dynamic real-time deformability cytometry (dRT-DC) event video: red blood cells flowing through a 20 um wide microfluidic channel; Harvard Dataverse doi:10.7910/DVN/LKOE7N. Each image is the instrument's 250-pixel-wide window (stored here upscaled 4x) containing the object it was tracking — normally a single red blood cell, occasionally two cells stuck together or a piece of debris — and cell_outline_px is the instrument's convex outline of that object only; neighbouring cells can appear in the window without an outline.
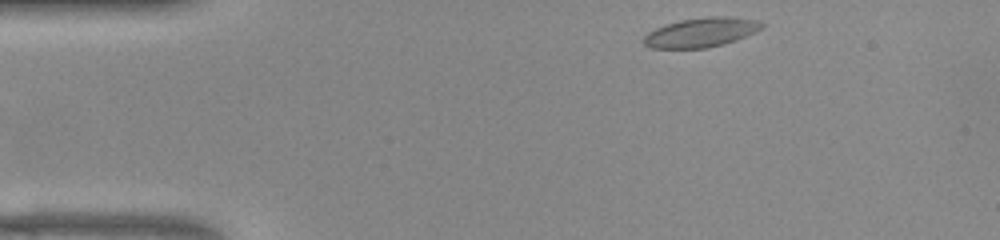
{"species": "common noctule bat (a hibernating species)", "species_latin": "Nyctalus noctula", "temperature_condition": "warm", "stored_images_in_passage": 45, "camera_frame_rate_fps": 3000, "um_per_image_px": 0.085, "animal": {"sex": "female", "body_mass_g": 22.0, "forearm_length_mm": 56.7}, "frame": {"image": 1, "passage_image": 1, "time_ms": 0.0, "image_size_px": [1000, 240], "cell_outline_px": [[764, 28], [756, 32], [736, 40], [724, 44], [708, 48], [648, 48], [644, 44], [644, 36], [648, 32], [656, 28], [680, 20], [712, 16], [724, 16], [756, 20], [764, 24]], "centroid_in_image_um": [59.61, 2.76], "position_along_channel_um": 25.4, "area_um2": 20.17}}
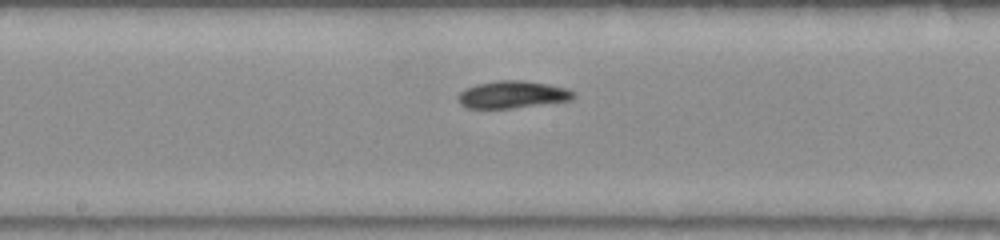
{"frame": {"image": 2, "passage_image": 20, "time_ms": 6.333, "image_size_px": [1000, 240], "cell_outline_px": [[576, 96], [572, 100], [512, 108], [464, 108], [456, 100], [456, 96], [460, 92], [476, 84], [496, 80], [524, 80], [548, 84], [564, 88], [576, 92]], "centroid_in_image_um": [43.53, 8.04], "position_along_channel_um": 204.7, "area_um2": 18.5}}
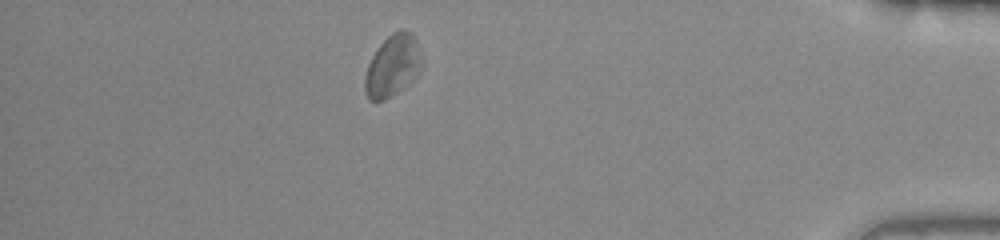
{"frame": {"image": 3, "passage_image": 39, "time_ms": 12.667, "image_size_px": [1000, 240], "cell_outline_px": [[424, 60], [412, 84], [384, 100], [368, 100], [364, 92], [364, 76], [368, 64], [372, 56], [380, 44], [392, 32], [400, 28], [404, 28], [412, 32]], "centroid_in_image_um": [33.39, 5.59], "position_along_channel_um": 401.8, "area_um2": 20.98}, "authors_computed_cell_mechanics": {"area_um2": 18.785, "velocity_mm_per_s": 3.8448, "shape_relaxation_time_tau1_ms": 9.9654, "shape_relaxation_time_tau2_ms": 2.5807, "deformation_change_tau1": 0.1873, "deformation_change_tau2": 0.0978}}